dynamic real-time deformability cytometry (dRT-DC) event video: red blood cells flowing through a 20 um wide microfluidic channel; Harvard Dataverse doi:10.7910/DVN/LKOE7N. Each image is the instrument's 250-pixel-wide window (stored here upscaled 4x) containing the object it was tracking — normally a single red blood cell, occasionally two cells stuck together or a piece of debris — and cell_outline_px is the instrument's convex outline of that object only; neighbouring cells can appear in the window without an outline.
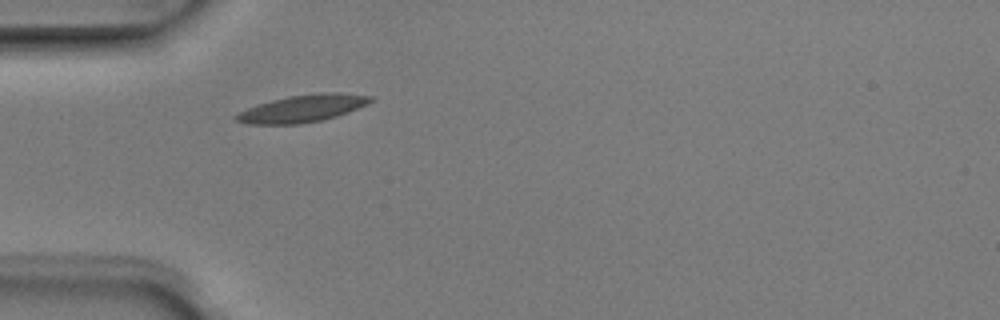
{"species": "Egyptian fruit bat (a non-hibernating species)", "species_latin": "Rousettus aegyptiacus", "temperature_condition": "room temperature", "stored_images_in_passage": 1, "camera_frame_rate_fps": 3000, "um_per_image_px": 0.085, "animal": {"sex": "male"}, "frame": {"image": 1, "passage_image": 1, "time_ms": 0.0, "image_size_px": [1000, 320], "cell_outline_px": [[376, 100], [368, 104], [348, 112], [336, 116], [320, 120], [300, 124], [248, 124], [236, 120], [232, 116], [256, 104], [288, 96], [320, 92], [340, 92], [372, 96]], "centroid_in_image_um": [25.74, 9.21], "position_along_channel_um": 59.3, "area_um2": 21.44}}